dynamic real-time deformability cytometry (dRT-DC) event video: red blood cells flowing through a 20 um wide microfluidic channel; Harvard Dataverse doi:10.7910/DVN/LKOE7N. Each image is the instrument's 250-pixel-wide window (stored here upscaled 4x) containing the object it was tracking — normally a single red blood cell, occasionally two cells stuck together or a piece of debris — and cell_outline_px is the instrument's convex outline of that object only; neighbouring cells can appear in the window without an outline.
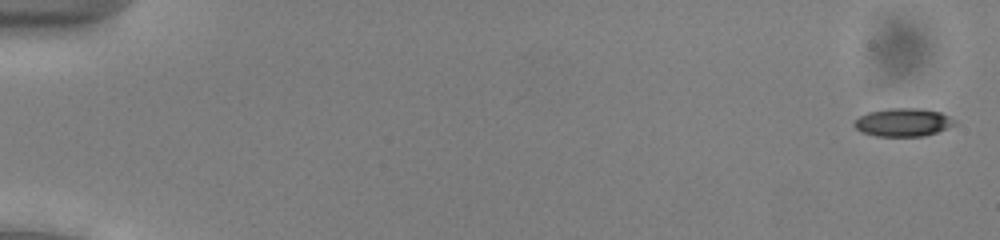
{"species": "common noctule bat (a hibernating species)", "species_latin": "Nyctalus noctula", "temperature_condition": "cold", "stored_images_in_passage": 53, "camera_frame_rate_fps": 3000, "um_per_image_px": 0.085, "animal": {"sex": "male", "body_mass_g": 13.0, "forearm_length_mm": 53.1}, "frame": {"image": 1, "passage_image": 1, "time_ms": 0.0, "image_size_px": [1000, 240], "cell_outline_px": [[956, 124], [948, 128], [924, 136], [876, 136], [860, 132], [852, 124], [860, 116], [868, 112], [888, 108], [920, 108], [940, 112], [948, 116]], "centroid_in_image_um": [76.73, 10.4], "position_along_channel_um": 8.3, "area_um2": 16.42}}
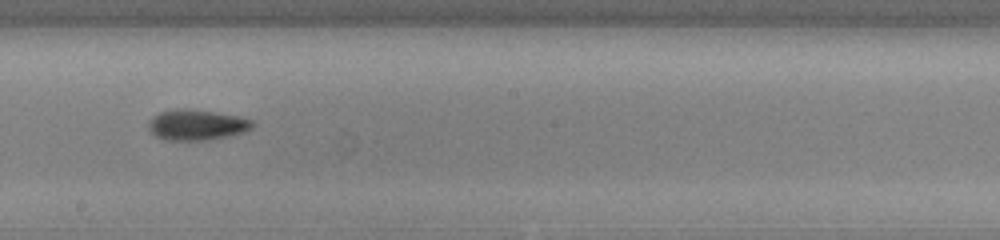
{"frame": {"image": 2, "passage_image": 31, "time_ms": 10.0, "image_size_px": [1000, 240], "cell_outline_px": [[256, 124], [252, 128], [244, 132], [232, 136], [204, 140], [164, 140], [156, 136], [148, 128], [148, 124], [152, 116], [160, 112], [176, 108], [188, 108], [216, 112], [236, 116], [252, 120]], "centroid_in_image_um": [16.73, 10.61], "position_along_channel_um": 231.5, "area_um2": 18.73}}
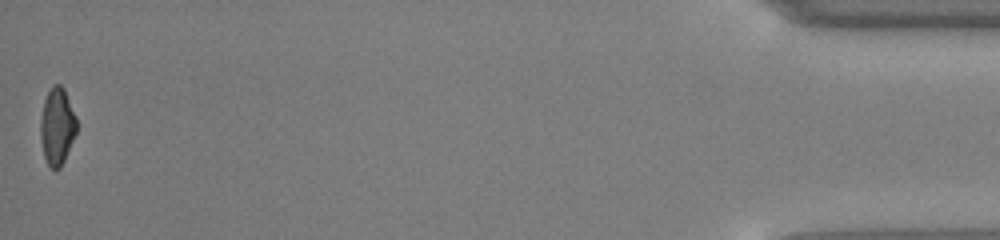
{"frame": {"image": 3, "passage_image": 53, "time_ms": 17.333, "image_size_px": [1000, 240], "cell_outline_px": [[76, 132], [64, 160], [60, 168], [52, 168], [48, 164], [44, 156], [40, 136], [40, 120], [44, 100], [52, 84], [60, 84], [64, 88], [76, 116]], "centroid_in_image_um": [4.84, 10.7], "position_along_channel_um": 430.4, "area_um2": 16.07}, "authors_computed_cell_mechanics": {"area_um2": 16.9932, "velocity_mm_per_s": 3.9211, "shape_relaxation_time_tau1_ms": 2.9931, "shape_relaxation_time_tau2_ms": 10.0638, "deformation_change_tau1": 0.0999, "deformation_change_tau2": 0.2139}}